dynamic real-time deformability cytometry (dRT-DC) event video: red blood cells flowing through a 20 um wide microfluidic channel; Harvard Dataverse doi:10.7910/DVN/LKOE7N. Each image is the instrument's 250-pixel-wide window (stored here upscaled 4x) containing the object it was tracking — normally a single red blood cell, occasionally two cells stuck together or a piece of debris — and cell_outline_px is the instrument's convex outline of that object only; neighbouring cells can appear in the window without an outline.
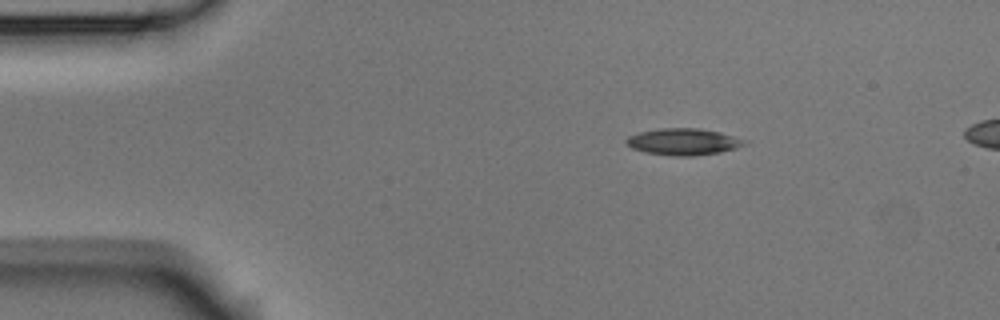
{"species": "Egyptian fruit bat (a non-hibernating species)", "species_latin": "Rousettus aegyptiacus", "temperature_condition": "room temperature", "stored_images_in_passage": 4, "camera_frame_rate_fps": 3000, "um_per_image_px": 0.085, "animal": {"sex": "male"}, "frame": {"image": 1, "passage_image": 1, "time_ms": 0.0, "image_size_px": [1000, 320], "cell_outline_px": [[748, 144], [736, 148], [720, 152], [692, 156], [672, 156], [644, 152], [632, 148], [624, 140], [628, 136], [640, 132], [660, 128], [696, 128], [720, 132], [748, 140]], "centroid_in_image_um": [58.11, 12.05], "position_along_channel_um": 26.9, "area_um2": 18.44}}